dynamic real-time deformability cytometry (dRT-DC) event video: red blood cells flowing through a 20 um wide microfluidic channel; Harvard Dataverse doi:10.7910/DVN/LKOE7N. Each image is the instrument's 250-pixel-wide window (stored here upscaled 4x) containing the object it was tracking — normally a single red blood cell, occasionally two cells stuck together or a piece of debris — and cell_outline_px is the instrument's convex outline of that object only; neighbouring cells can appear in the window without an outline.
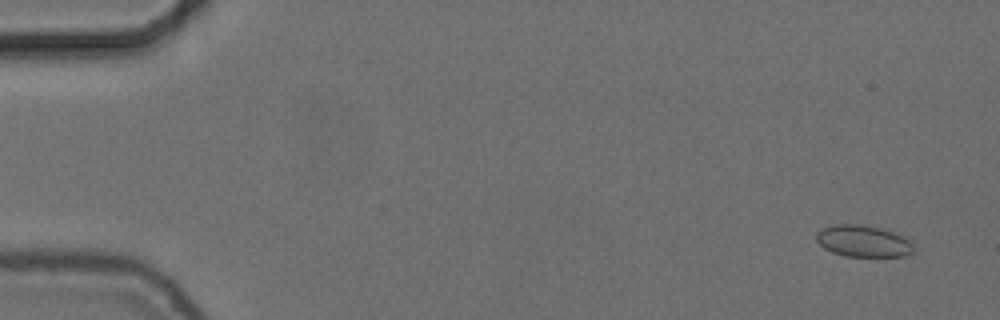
{"species": "common noctule bat (a hibernating species)", "species_latin": "Nyctalus noctula", "temperature_condition": "cold", "stored_images_in_passage": 54, "camera_frame_rate_fps": 3000, "um_per_image_px": 0.085, "animal": {"sex": "female", "body_mass_g": 24.6, "forearm_length_mm": 56.2}, "frame": {"image": 1, "passage_image": 2, "time_ms": 0.333, "image_size_px": [1000, 320], "cell_outline_px": [[912, 252], [904, 256], [844, 256], [832, 252], [824, 248], [816, 240], [816, 232], [820, 228], [836, 224], [860, 224], [888, 228], [900, 232], [912, 244]], "centroid_in_image_um": [73.38, 20.46], "position_along_channel_um": 11.6, "area_um2": 18.32}}
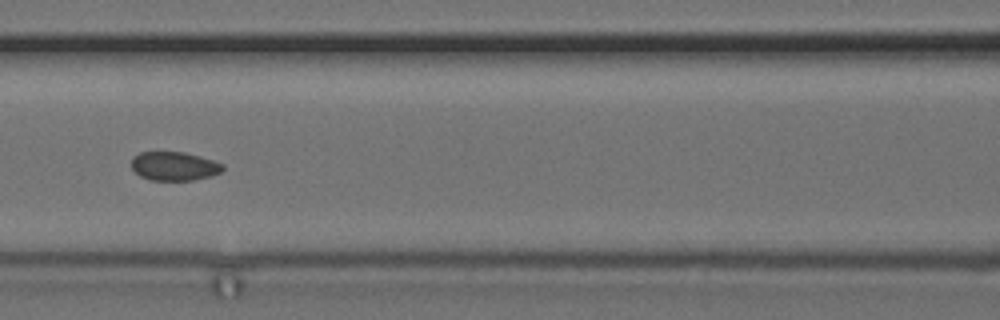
{"frame": {"image": 2, "passage_image": 24, "time_ms": 7.667, "image_size_px": [1000, 320], "cell_outline_px": [[224, 168], [220, 172], [212, 176], [192, 180], [148, 180], [140, 176], [132, 168], [132, 156], [140, 152], [184, 152], [200, 156], [224, 164]], "centroid_in_image_um": [14.8, 14.12], "position_along_channel_um": 151.8, "area_um2": 15.37}}
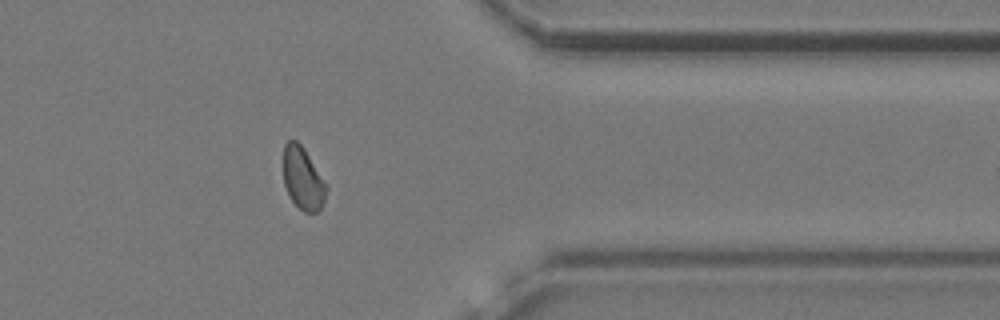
{"frame": {"image": 3, "passage_image": 44, "time_ms": 14.333, "image_size_px": [1000, 320], "cell_outline_px": [[328, 188], [324, 200], [320, 208], [316, 212], [304, 212], [292, 200], [284, 184], [284, 144], [288, 140], [296, 140], [304, 148]], "centroid_in_image_um": [25.74, 15.16], "position_along_channel_um": 385.7, "area_um2": 15.26}}